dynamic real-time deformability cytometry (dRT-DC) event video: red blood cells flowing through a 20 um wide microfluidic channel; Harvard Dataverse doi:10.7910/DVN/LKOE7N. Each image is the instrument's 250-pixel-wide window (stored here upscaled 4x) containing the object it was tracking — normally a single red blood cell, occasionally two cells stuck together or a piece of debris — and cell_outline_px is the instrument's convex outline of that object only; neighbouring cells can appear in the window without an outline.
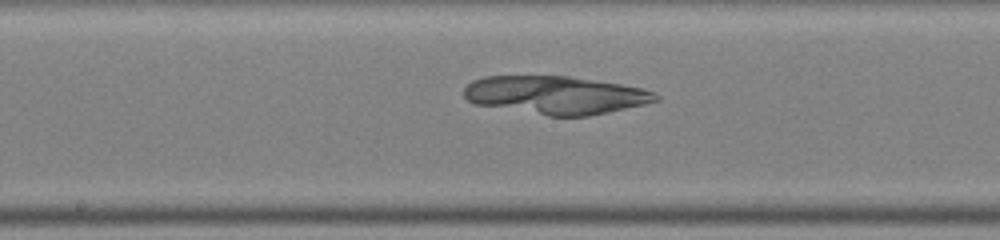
{"species": "common noctule bat (a hibernating species)", "species_latin": "Nyctalus noctula", "temperature_condition": "warm", "stored_images_in_passage": 41, "camera_frame_rate_fps": 3000, "um_per_image_px": 0.085, "animal": {"sex": "male", "body_mass_g": 19.0, "forearm_length_mm": 50.8}, "frame": {"image": 1, "passage_image": 18, "time_ms": 5.667, "image_size_px": [1000, 240], "cell_outline_px": [[660, 100], [644, 104], [608, 112], [588, 116], [548, 116], [476, 104], [468, 100], [464, 96], [464, 88], [472, 80], [484, 76], [568, 76], [620, 84], [644, 88], [660, 96]], "centroid_in_image_um": [47.22, 8.08], "position_along_channel_um": 201.0, "area_um2": 42.48}}
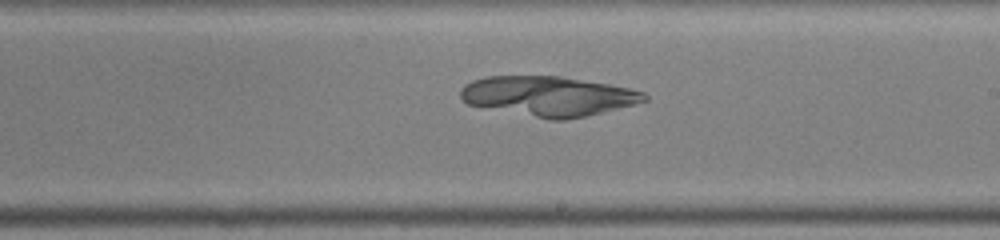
{"frame": {"image": 2, "passage_image": 21, "time_ms": 6.667, "image_size_px": [1000, 240], "cell_outline_px": [[648, 100], [584, 116], [564, 120], [548, 120], [468, 104], [460, 100], [460, 88], [464, 84], [472, 80], [484, 76], [560, 76], [608, 84], [628, 88], [644, 92], [648, 96]], "centroid_in_image_um": [46.53, 8.16], "position_along_channel_um": 242.5, "area_um2": 42.48}}
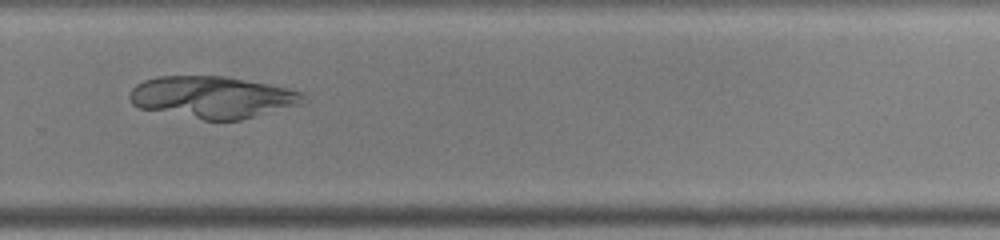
{"frame": {"image": 3, "passage_image": 26, "time_ms": 8.333, "image_size_px": [1000, 240], "cell_outline_px": [[308, 100], [304, 104], [240, 120], [204, 120], [140, 108], [132, 104], [128, 96], [132, 88], [136, 84], [144, 80], [156, 76], [224, 76], [268, 84], [288, 88], [304, 92], [308, 96]], "centroid_in_image_um": [18.11, 8.26], "position_along_channel_um": 311.7, "area_um2": 42.71}}